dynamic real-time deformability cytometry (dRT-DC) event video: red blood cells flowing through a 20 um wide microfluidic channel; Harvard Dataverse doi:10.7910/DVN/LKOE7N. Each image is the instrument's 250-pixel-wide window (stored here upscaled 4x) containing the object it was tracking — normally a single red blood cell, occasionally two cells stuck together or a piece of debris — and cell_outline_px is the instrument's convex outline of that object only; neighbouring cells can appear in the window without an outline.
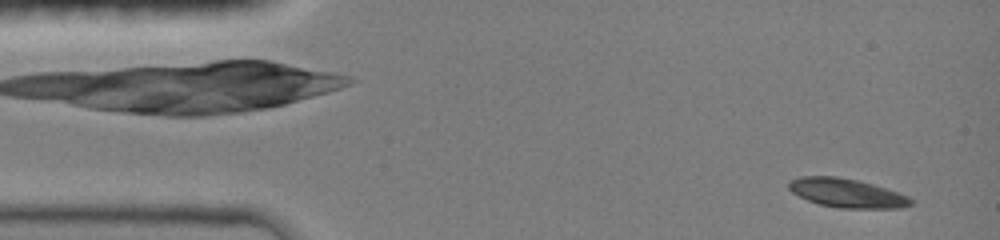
{"species": "common noctule bat (a hibernating species)", "species_latin": "Nyctalus noctula", "temperature_condition": "room temperature", "stored_images_in_passage": 6, "camera_frame_rate_fps": 3000, "um_per_image_px": 0.085, "animal": {"sex": "female", "body_mass_g": 19.0, "forearm_length_mm": 51.5}, "frame": {"image": 1, "passage_image": 1, "time_ms": 0.0, "image_size_px": [1000, 240], "cell_outline_px": [[912, 204], [900, 208], [840, 208], [820, 204], [808, 200], [792, 192], [788, 188], [788, 184], [792, 180], [800, 176], [836, 176], [856, 180], [872, 184], [908, 196], [912, 200]], "centroid_in_image_um": [71.96, 16.41], "position_along_channel_um": 13.0, "area_um2": 20.23}}
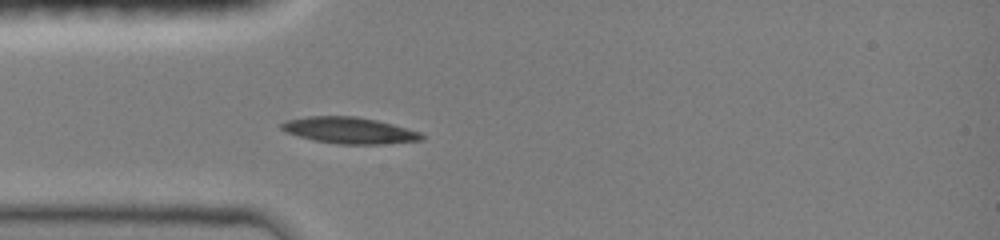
{"frame": {"image": 2, "passage_image": 6, "time_ms": 3.333, "image_size_px": [1000, 240], "cell_outline_px": [[424, 140], [384, 144], [336, 144], [316, 140], [300, 136], [288, 132], [280, 128], [280, 124], [288, 120], [308, 116], [356, 116], [376, 120], [392, 124], [420, 132], [424, 136]], "centroid_in_image_um": [29.73, 11.08], "position_along_channel_um": 55.3, "area_um2": 21.33}}